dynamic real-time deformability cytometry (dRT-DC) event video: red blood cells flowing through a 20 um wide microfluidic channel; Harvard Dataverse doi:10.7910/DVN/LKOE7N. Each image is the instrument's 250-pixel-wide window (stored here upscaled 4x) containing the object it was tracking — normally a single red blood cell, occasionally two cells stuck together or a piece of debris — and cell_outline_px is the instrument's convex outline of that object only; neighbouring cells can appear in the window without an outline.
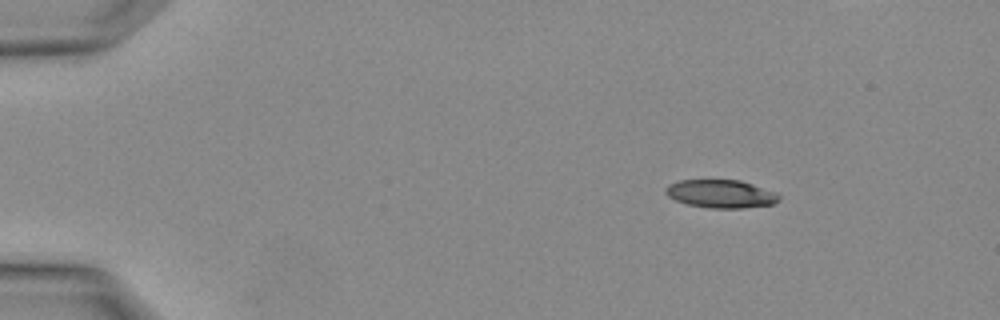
{"species": "Egyptian fruit bat (a non-hibernating species)", "species_latin": "Rousettus aegyptiacus", "temperature_condition": "warm", "stored_images_in_passage": 3, "segment_of_instrument_passage": [2, 2], "camera_frame_rate_fps": 3000, "um_per_image_px": 0.085, "animal": {"sex": "female"}, "frame": {"image": 1, "passage_image": 3, "time_ms": 0.667, "image_size_px": [1000, 320], "cell_outline_px": [[780, 200], [772, 204], [744, 208], [708, 208], [688, 204], [676, 200], [668, 196], [664, 192], [664, 188], [668, 184], [680, 180], [740, 180], [776, 192], [780, 196]], "centroid_in_image_um": [61.26, 16.47], "position_along_channel_um": 23.7, "area_um2": 18.61}}